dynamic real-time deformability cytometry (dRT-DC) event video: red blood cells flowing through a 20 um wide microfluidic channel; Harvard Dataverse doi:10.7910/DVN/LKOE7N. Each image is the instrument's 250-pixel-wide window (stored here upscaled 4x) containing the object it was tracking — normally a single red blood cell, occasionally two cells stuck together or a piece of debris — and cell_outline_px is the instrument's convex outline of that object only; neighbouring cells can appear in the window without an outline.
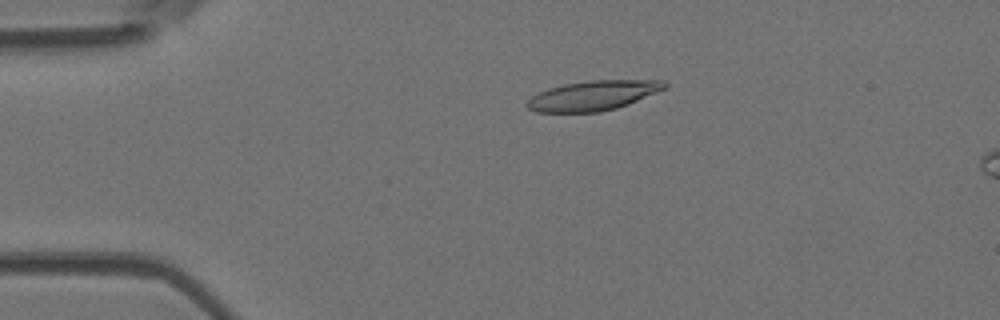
{"species": "Egyptian fruit bat (a non-hibernating species)", "species_latin": "Rousettus aegyptiacus", "temperature_condition": "room temperature", "stored_images_in_passage": 6, "segment_of_instrument_passage": [1, 2], "camera_frame_rate_fps": 3000, "um_per_image_px": 0.085, "animal": {"sex": "female"}, "frame": {"image": 1, "passage_image": 4, "time_ms": 3.333, "image_size_px": [1000, 320], "cell_outline_px": [[668, 88], [628, 104], [616, 108], [600, 112], [536, 112], [528, 108], [524, 104], [532, 96], [548, 88], [564, 84], [592, 80], [664, 80], [668, 84]], "centroid_in_image_um": [50.44, 8.12], "position_along_channel_um": 34.6, "area_um2": 23.93}}